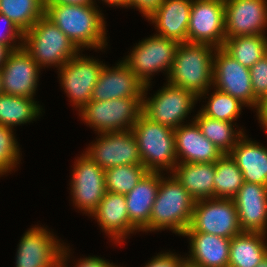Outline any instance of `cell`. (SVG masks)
I'll list each match as a JSON object with an SVG mask.
<instances>
[{
    "label": "cell",
    "instance_id": "19",
    "mask_svg": "<svg viewBox=\"0 0 267 267\" xmlns=\"http://www.w3.org/2000/svg\"><path fill=\"white\" fill-rule=\"evenodd\" d=\"M232 199L242 231L267 233V186L244 182Z\"/></svg>",
    "mask_w": 267,
    "mask_h": 267
},
{
    "label": "cell",
    "instance_id": "39",
    "mask_svg": "<svg viewBox=\"0 0 267 267\" xmlns=\"http://www.w3.org/2000/svg\"><path fill=\"white\" fill-rule=\"evenodd\" d=\"M164 0H128L126 7H136L147 19L160 7Z\"/></svg>",
    "mask_w": 267,
    "mask_h": 267
},
{
    "label": "cell",
    "instance_id": "8",
    "mask_svg": "<svg viewBox=\"0 0 267 267\" xmlns=\"http://www.w3.org/2000/svg\"><path fill=\"white\" fill-rule=\"evenodd\" d=\"M179 43L175 40L153 35L136 44L123 62L144 83L150 86L151 76L165 71L169 76Z\"/></svg>",
    "mask_w": 267,
    "mask_h": 267
},
{
    "label": "cell",
    "instance_id": "29",
    "mask_svg": "<svg viewBox=\"0 0 267 267\" xmlns=\"http://www.w3.org/2000/svg\"><path fill=\"white\" fill-rule=\"evenodd\" d=\"M222 49L250 69L267 54V37L263 34L225 38Z\"/></svg>",
    "mask_w": 267,
    "mask_h": 267
},
{
    "label": "cell",
    "instance_id": "40",
    "mask_svg": "<svg viewBox=\"0 0 267 267\" xmlns=\"http://www.w3.org/2000/svg\"><path fill=\"white\" fill-rule=\"evenodd\" d=\"M76 264L75 267H118L113 263H109L107 260L96 256L82 258Z\"/></svg>",
    "mask_w": 267,
    "mask_h": 267
},
{
    "label": "cell",
    "instance_id": "23",
    "mask_svg": "<svg viewBox=\"0 0 267 267\" xmlns=\"http://www.w3.org/2000/svg\"><path fill=\"white\" fill-rule=\"evenodd\" d=\"M192 2L193 0H164L148 19L156 24L159 32L157 35L186 43Z\"/></svg>",
    "mask_w": 267,
    "mask_h": 267
},
{
    "label": "cell",
    "instance_id": "15",
    "mask_svg": "<svg viewBox=\"0 0 267 267\" xmlns=\"http://www.w3.org/2000/svg\"><path fill=\"white\" fill-rule=\"evenodd\" d=\"M47 228L32 227L21 238L16 267H59L63 244Z\"/></svg>",
    "mask_w": 267,
    "mask_h": 267
},
{
    "label": "cell",
    "instance_id": "48",
    "mask_svg": "<svg viewBox=\"0 0 267 267\" xmlns=\"http://www.w3.org/2000/svg\"><path fill=\"white\" fill-rule=\"evenodd\" d=\"M184 267H196V266H193V265H191V264H189V263L186 262V263L184 264Z\"/></svg>",
    "mask_w": 267,
    "mask_h": 267
},
{
    "label": "cell",
    "instance_id": "11",
    "mask_svg": "<svg viewBox=\"0 0 267 267\" xmlns=\"http://www.w3.org/2000/svg\"><path fill=\"white\" fill-rule=\"evenodd\" d=\"M100 135L85 152L99 167L105 170L123 165H142L136 136L132 130Z\"/></svg>",
    "mask_w": 267,
    "mask_h": 267
},
{
    "label": "cell",
    "instance_id": "35",
    "mask_svg": "<svg viewBox=\"0 0 267 267\" xmlns=\"http://www.w3.org/2000/svg\"><path fill=\"white\" fill-rule=\"evenodd\" d=\"M13 128L0 125V175L15 168L20 160V148L13 134Z\"/></svg>",
    "mask_w": 267,
    "mask_h": 267
},
{
    "label": "cell",
    "instance_id": "22",
    "mask_svg": "<svg viewBox=\"0 0 267 267\" xmlns=\"http://www.w3.org/2000/svg\"><path fill=\"white\" fill-rule=\"evenodd\" d=\"M190 240L186 262L196 267H228L231 239L202 232H184Z\"/></svg>",
    "mask_w": 267,
    "mask_h": 267
},
{
    "label": "cell",
    "instance_id": "13",
    "mask_svg": "<svg viewBox=\"0 0 267 267\" xmlns=\"http://www.w3.org/2000/svg\"><path fill=\"white\" fill-rule=\"evenodd\" d=\"M74 163L70 185L73 203L91 215L106 193L105 170L83 153Z\"/></svg>",
    "mask_w": 267,
    "mask_h": 267
},
{
    "label": "cell",
    "instance_id": "33",
    "mask_svg": "<svg viewBox=\"0 0 267 267\" xmlns=\"http://www.w3.org/2000/svg\"><path fill=\"white\" fill-rule=\"evenodd\" d=\"M148 172L143 165H123L105 169L106 192L126 195Z\"/></svg>",
    "mask_w": 267,
    "mask_h": 267
},
{
    "label": "cell",
    "instance_id": "17",
    "mask_svg": "<svg viewBox=\"0 0 267 267\" xmlns=\"http://www.w3.org/2000/svg\"><path fill=\"white\" fill-rule=\"evenodd\" d=\"M148 87L149 85L144 84L122 60L112 68L103 66L93 88L91 100L143 98L147 94Z\"/></svg>",
    "mask_w": 267,
    "mask_h": 267
},
{
    "label": "cell",
    "instance_id": "20",
    "mask_svg": "<svg viewBox=\"0 0 267 267\" xmlns=\"http://www.w3.org/2000/svg\"><path fill=\"white\" fill-rule=\"evenodd\" d=\"M174 129L175 151L180 163H211L216 162L223 153L207 139L197 123L185 124ZM182 159V160H181Z\"/></svg>",
    "mask_w": 267,
    "mask_h": 267
},
{
    "label": "cell",
    "instance_id": "10",
    "mask_svg": "<svg viewBox=\"0 0 267 267\" xmlns=\"http://www.w3.org/2000/svg\"><path fill=\"white\" fill-rule=\"evenodd\" d=\"M225 38L224 0H193L187 42L222 48Z\"/></svg>",
    "mask_w": 267,
    "mask_h": 267
},
{
    "label": "cell",
    "instance_id": "42",
    "mask_svg": "<svg viewBox=\"0 0 267 267\" xmlns=\"http://www.w3.org/2000/svg\"><path fill=\"white\" fill-rule=\"evenodd\" d=\"M95 0H44L45 4H70V5H86L95 4Z\"/></svg>",
    "mask_w": 267,
    "mask_h": 267
},
{
    "label": "cell",
    "instance_id": "1",
    "mask_svg": "<svg viewBox=\"0 0 267 267\" xmlns=\"http://www.w3.org/2000/svg\"><path fill=\"white\" fill-rule=\"evenodd\" d=\"M95 4H45L44 16L54 23L81 50L107 45L103 13Z\"/></svg>",
    "mask_w": 267,
    "mask_h": 267
},
{
    "label": "cell",
    "instance_id": "45",
    "mask_svg": "<svg viewBox=\"0 0 267 267\" xmlns=\"http://www.w3.org/2000/svg\"><path fill=\"white\" fill-rule=\"evenodd\" d=\"M105 3L109 4L110 6H120V7H126V4L128 0H102Z\"/></svg>",
    "mask_w": 267,
    "mask_h": 267
},
{
    "label": "cell",
    "instance_id": "14",
    "mask_svg": "<svg viewBox=\"0 0 267 267\" xmlns=\"http://www.w3.org/2000/svg\"><path fill=\"white\" fill-rule=\"evenodd\" d=\"M79 53L59 68L64 92L79 110L91 101L93 88L105 63Z\"/></svg>",
    "mask_w": 267,
    "mask_h": 267
},
{
    "label": "cell",
    "instance_id": "26",
    "mask_svg": "<svg viewBox=\"0 0 267 267\" xmlns=\"http://www.w3.org/2000/svg\"><path fill=\"white\" fill-rule=\"evenodd\" d=\"M172 175L195 199L214 198L215 162L177 163Z\"/></svg>",
    "mask_w": 267,
    "mask_h": 267
},
{
    "label": "cell",
    "instance_id": "37",
    "mask_svg": "<svg viewBox=\"0 0 267 267\" xmlns=\"http://www.w3.org/2000/svg\"><path fill=\"white\" fill-rule=\"evenodd\" d=\"M0 21L3 22L5 29L7 30L6 33L5 31H3L4 33L0 32V42L8 46L11 50L23 46V33L15 26L12 20L3 14H0ZM17 39L21 42H18V45L16 44Z\"/></svg>",
    "mask_w": 267,
    "mask_h": 267
},
{
    "label": "cell",
    "instance_id": "41",
    "mask_svg": "<svg viewBox=\"0 0 267 267\" xmlns=\"http://www.w3.org/2000/svg\"><path fill=\"white\" fill-rule=\"evenodd\" d=\"M257 116L259 123L265 128L267 132V94L260 100L259 106L257 108Z\"/></svg>",
    "mask_w": 267,
    "mask_h": 267
},
{
    "label": "cell",
    "instance_id": "28",
    "mask_svg": "<svg viewBox=\"0 0 267 267\" xmlns=\"http://www.w3.org/2000/svg\"><path fill=\"white\" fill-rule=\"evenodd\" d=\"M41 107L33 98L0 94V125L13 128L35 120Z\"/></svg>",
    "mask_w": 267,
    "mask_h": 267
},
{
    "label": "cell",
    "instance_id": "36",
    "mask_svg": "<svg viewBox=\"0 0 267 267\" xmlns=\"http://www.w3.org/2000/svg\"><path fill=\"white\" fill-rule=\"evenodd\" d=\"M249 70L254 95L260 101L267 94V54Z\"/></svg>",
    "mask_w": 267,
    "mask_h": 267
},
{
    "label": "cell",
    "instance_id": "47",
    "mask_svg": "<svg viewBox=\"0 0 267 267\" xmlns=\"http://www.w3.org/2000/svg\"><path fill=\"white\" fill-rule=\"evenodd\" d=\"M3 93V84H2V74H1V69H0V94Z\"/></svg>",
    "mask_w": 267,
    "mask_h": 267
},
{
    "label": "cell",
    "instance_id": "32",
    "mask_svg": "<svg viewBox=\"0 0 267 267\" xmlns=\"http://www.w3.org/2000/svg\"><path fill=\"white\" fill-rule=\"evenodd\" d=\"M244 183L241 170L229 154L215 162L214 198L232 199Z\"/></svg>",
    "mask_w": 267,
    "mask_h": 267
},
{
    "label": "cell",
    "instance_id": "2",
    "mask_svg": "<svg viewBox=\"0 0 267 267\" xmlns=\"http://www.w3.org/2000/svg\"><path fill=\"white\" fill-rule=\"evenodd\" d=\"M215 50L209 44L179 43L167 82L193 92L198 99L207 95L213 84Z\"/></svg>",
    "mask_w": 267,
    "mask_h": 267
},
{
    "label": "cell",
    "instance_id": "5",
    "mask_svg": "<svg viewBox=\"0 0 267 267\" xmlns=\"http://www.w3.org/2000/svg\"><path fill=\"white\" fill-rule=\"evenodd\" d=\"M23 47L42 66L61 68L80 53L75 44L45 16L23 34Z\"/></svg>",
    "mask_w": 267,
    "mask_h": 267
},
{
    "label": "cell",
    "instance_id": "16",
    "mask_svg": "<svg viewBox=\"0 0 267 267\" xmlns=\"http://www.w3.org/2000/svg\"><path fill=\"white\" fill-rule=\"evenodd\" d=\"M39 72L40 66L23 46L11 50L1 67L3 93L33 98Z\"/></svg>",
    "mask_w": 267,
    "mask_h": 267
},
{
    "label": "cell",
    "instance_id": "30",
    "mask_svg": "<svg viewBox=\"0 0 267 267\" xmlns=\"http://www.w3.org/2000/svg\"><path fill=\"white\" fill-rule=\"evenodd\" d=\"M193 119L202 134L219 148L223 154H228L245 135V132H242L243 129H239V131L233 130L232 122L212 119L201 112H198Z\"/></svg>",
    "mask_w": 267,
    "mask_h": 267
},
{
    "label": "cell",
    "instance_id": "43",
    "mask_svg": "<svg viewBox=\"0 0 267 267\" xmlns=\"http://www.w3.org/2000/svg\"><path fill=\"white\" fill-rule=\"evenodd\" d=\"M10 51L11 49L8 46L0 42V69L7 59Z\"/></svg>",
    "mask_w": 267,
    "mask_h": 267
},
{
    "label": "cell",
    "instance_id": "7",
    "mask_svg": "<svg viewBox=\"0 0 267 267\" xmlns=\"http://www.w3.org/2000/svg\"><path fill=\"white\" fill-rule=\"evenodd\" d=\"M185 232L209 233L229 239L243 232L233 199L197 200L190 225Z\"/></svg>",
    "mask_w": 267,
    "mask_h": 267
},
{
    "label": "cell",
    "instance_id": "6",
    "mask_svg": "<svg viewBox=\"0 0 267 267\" xmlns=\"http://www.w3.org/2000/svg\"><path fill=\"white\" fill-rule=\"evenodd\" d=\"M143 98H117L93 101L79 110L83 118L94 131L108 133L131 130L142 114ZM96 129V130H95Z\"/></svg>",
    "mask_w": 267,
    "mask_h": 267
},
{
    "label": "cell",
    "instance_id": "4",
    "mask_svg": "<svg viewBox=\"0 0 267 267\" xmlns=\"http://www.w3.org/2000/svg\"><path fill=\"white\" fill-rule=\"evenodd\" d=\"M142 165L149 172H171L178 163L174 129L147 118L143 113L132 127Z\"/></svg>",
    "mask_w": 267,
    "mask_h": 267
},
{
    "label": "cell",
    "instance_id": "24",
    "mask_svg": "<svg viewBox=\"0 0 267 267\" xmlns=\"http://www.w3.org/2000/svg\"><path fill=\"white\" fill-rule=\"evenodd\" d=\"M160 180L161 172H148L125 195L130 222L138 231H149L150 215L159 189Z\"/></svg>",
    "mask_w": 267,
    "mask_h": 267
},
{
    "label": "cell",
    "instance_id": "46",
    "mask_svg": "<svg viewBox=\"0 0 267 267\" xmlns=\"http://www.w3.org/2000/svg\"><path fill=\"white\" fill-rule=\"evenodd\" d=\"M257 267H267V255L265 258L258 264Z\"/></svg>",
    "mask_w": 267,
    "mask_h": 267
},
{
    "label": "cell",
    "instance_id": "18",
    "mask_svg": "<svg viewBox=\"0 0 267 267\" xmlns=\"http://www.w3.org/2000/svg\"><path fill=\"white\" fill-rule=\"evenodd\" d=\"M224 5L226 38L265 33L266 0H224Z\"/></svg>",
    "mask_w": 267,
    "mask_h": 267
},
{
    "label": "cell",
    "instance_id": "3",
    "mask_svg": "<svg viewBox=\"0 0 267 267\" xmlns=\"http://www.w3.org/2000/svg\"><path fill=\"white\" fill-rule=\"evenodd\" d=\"M195 202L173 175L164 178L161 174L150 215L149 231L166 228L182 236L190 225Z\"/></svg>",
    "mask_w": 267,
    "mask_h": 267
},
{
    "label": "cell",
    "instance_id": "9",
    "mask_svg": "<svg viewBox=\"0 0 267 267\" xmlns=\"http://www.w3.org/2000/svg\"><path fill=\"white\" fill-rule=\"evenodd\" d=\"M157 92L151 99L143 97L142 113L150 120L173 129L182 125L198 100L193 92L168 82Z\"/></svg>",
    "mask_w": 267,
    "mask_h": 267
},
{
    "label": "cell",
    "instance_id": "38",
    "mask_svg": "<svg viewBox=\"0 0 267 267\" xmlns=\"http://www.w3.org/2000/svg\"><path fill=\"white\" fill-rule=\"evenodd\" d=\"M185 263V257H178L174 253L166 252L153 257L145 267H184Z\"/></svg>",
    "mask_w": 267,
    "mask_h": 267
},
{
    "label": "cell",
    "instance_id": "31",
    "mask_svg": "<svg viewBox=\"0 0 267 267\" xmlns=\"http://www.w3.org/2000/svg\"><path fill=\"white\" fill-rule=\"evenodd\" d=\"M44 0H0V14L7 16L24 34L44 16Z\"/></svg>",
    "mask_w": 267,
    "mask_h": 267
},
{
    "label": "cell",
    "instance_id": "25",
    "mask_svg": "<svg viewBox=\"0 0 267 267\" xmlns=\"http://www.w3.org/2000/svg\"><path fill=\"white\" fill-rule=\"evenodd\" d=\"M228 154L241 170L244 182L267 186V148L244 135Z\"/></svg>",
    "mask_w": 267,
    "mask_h": 267
},
{
    "label": "cell",
    "instance_id": "34",
    "mask_svg": "<svg viewBox=\"0 0 267 267\" xmlns=\"http://www.w3.org/2000/svg\"><path fill=\"white\" fill-rule=\"evenodd\" d=\"M208 100L207 104L200 110L203 115L232 123L239 117L241 108L244 106L237 98L217 89L214 90L213 94L211 93Z\"/></svg>",
    "mask_w": 267,
    "mask_h": 267
},
{
    "label": "cell",
    "instance_id": "44",
    "mask_svg": "<svg viewBox=\"0 0 267 267\" xmlns=\"http://www.w3.org/2000/svg\"><path fill=\"white\" fill-rule=\"evenodd\" d=\"M67 250H68V248L65 247V245H63L62 252H61V255H60L59 267H68L65 264L67 262L66 260H68L67 258L70 256Z\"/></svg>",
    "mask_w": 267,
    "mask_h": 267
},
{
    "label": "cell",
    "instance_id": "12",
    "mask_svg": "<svg viewBox=\"0 0 267 267\" xmlns=\"http://www.w3.org/2000/svg\"><path fill=\"white\" fill-rule=\"evenodd\" d=\"M213 87L237 98L245 106L258 108L260 101L252 88L250 70L227 54L222 48L214 52Z\"/></svg>",
    "mask_w": 267,
    "mask_h": 267
},
{
    "label": "cell",
    "instance_id": "21",
    "mask_svg": "<svg viewBox=\"0 0 267 267\" xmlns=\"http://www.w3.org/2000/svg\"><path fill=\"white\" fill-rule=\"evenodd\" d=\"M106 234L116 243H121L138 229L130 222L125 195L106 192L95 211L90 215Z\"/></svg>",
    "mask_w": 267,
    "mask_h": 267
},
{
    "label": "cell",
    "instance_id": "27",
    "mask_svg": "<svg viewBox=\"0 0 267 267\" xmlns=\"http://www.w3.org/2000/svg\"><path fill=\"white\" fill-rule=\"evenodd\" d=\"M265 234L243 231L231 238L228 267H257L267 255Z\"/></svg>",
    "mask_w": 267,
    "mask_h": 267
}]
</instances>
